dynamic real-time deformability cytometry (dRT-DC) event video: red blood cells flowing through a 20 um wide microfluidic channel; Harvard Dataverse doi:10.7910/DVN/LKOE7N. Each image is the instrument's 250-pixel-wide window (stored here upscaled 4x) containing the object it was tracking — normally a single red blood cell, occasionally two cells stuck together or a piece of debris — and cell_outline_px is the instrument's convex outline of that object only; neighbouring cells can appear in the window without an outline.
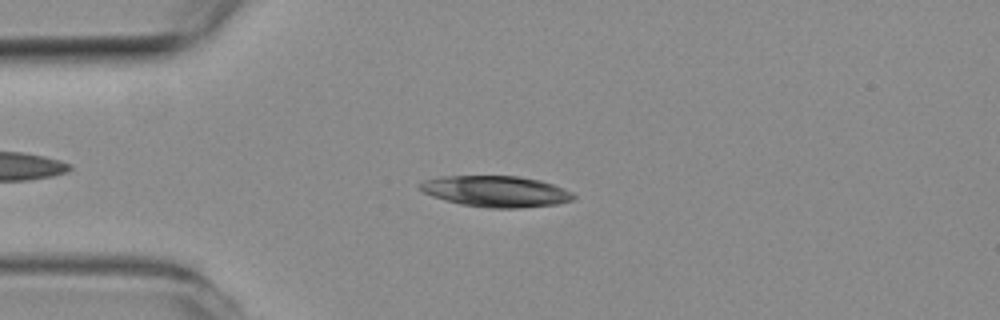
{"species": "common noctule bat (a hibernating species)", "species_latin": "Nyctalus noctula", "temperature_condition": "room temperature", "stored_images_in_passage": 47, "camera_frame_rate_fps": 3000, "um_per_image_px": 0.085, "animal": {"sex": "female", "body_mass_g": 19.3, "forearm_length_mm": 54.1}, "frame": {"image": 1, "passage_image": 8, "time_ms": 2.333, "image_size_px": [1000, 320], "cell_outline_px": [[576, 196], [572, 200], [556, 204], [520, 208], [488, 208], [460, 204], [444, 200], [432, 196], [424, 192], [416, 184], [424, 180], [440, 176], [520, 176], [540, 180], [564, 188], [572, 192]], "centroid_in_image_um": [42.14, 16.26], "position_along_channel_um": 42.9, "area_um2": 27.98}}
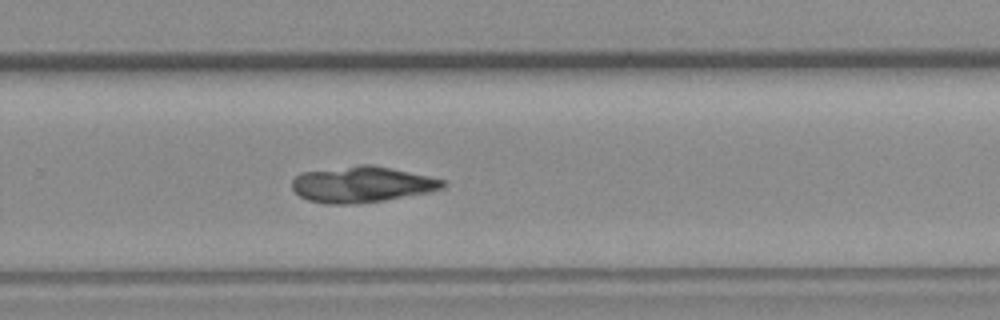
{"frame": {"image": 2, "passage_image": 29, "time_ms": 9.333, "image_size_px": [1000, 320], "cell_outline_px": [[448, 184], [444, 188], [428, 192], [384, 200], [352, 204], [324, 204], [308, 200], [300, 196], [292, 188], [292, 180], [300, 172], [360, 164], [368, 164], [388, 168], [444, 180]], "centroid_in_image_um": [30.71, 15.68], "position_along_channel_um": 299.1, "area_um2": 31.39}}
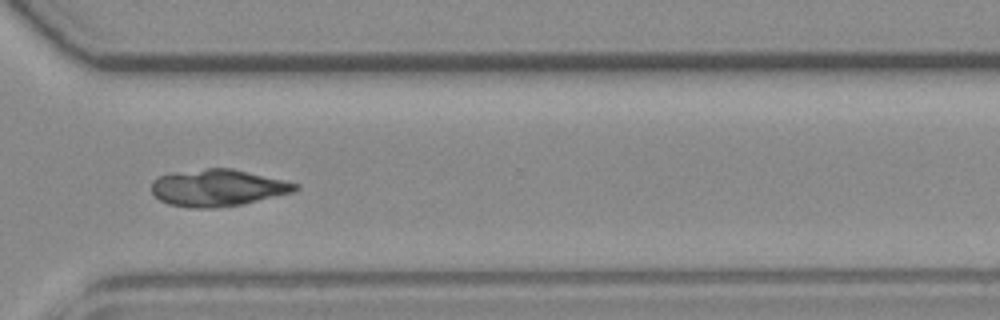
{"frame": {"image": 3, "passage_image": 33, "time_ms": 10.667, "image_size_px": [1000, 320], "cell_outline_px": [[300, 188], [292, 192], [240, 204], [212, 208], [192, 208], [168, 204], [160, 200], [152, 192], [152, 180], [160, 176], [172, 172], [208, 168], [232, 168], [284, 180], [300, 184]], "centroid_in_image_um": [18.48, 15.95], "position_along_channel_um": 352.1, "area_um2": 30.69}}